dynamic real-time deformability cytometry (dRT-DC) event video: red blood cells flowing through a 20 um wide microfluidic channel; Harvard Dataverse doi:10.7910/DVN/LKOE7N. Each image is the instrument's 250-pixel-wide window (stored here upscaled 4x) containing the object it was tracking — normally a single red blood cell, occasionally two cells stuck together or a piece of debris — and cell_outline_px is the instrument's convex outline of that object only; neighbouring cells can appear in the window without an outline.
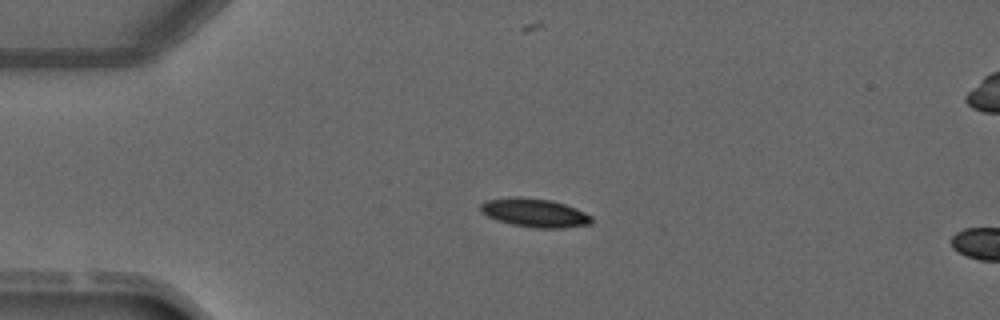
{"species": "common noctule bat (a hibernating species)", "species_latin": "Nyctalus noctula", "temperature_condition": "warm", "stored_images_in_passage": 4, "camera_frame_rate_fps": 3000, "um_per_image_px": 0.085, "animal": {"sex": "male", "forearm_length_mm": 52.5}, "frame": {"image": 1, "passage_image": 3, "time_ms": 2.333, "image_size_px": [1000, 320], "cell_outline_px": [[592, 224], [564, 228], [532, 228], [512, 224], [496, 220], [480, 212], [480, 204], [484, 200], [512, 196], [520, 196], [552, 200], [576, 208], [592, 216]], "centroid_in_image_um": [45.42, 18.08], "position_along_channel_um": 39.6, "area_um2": 18.84}}